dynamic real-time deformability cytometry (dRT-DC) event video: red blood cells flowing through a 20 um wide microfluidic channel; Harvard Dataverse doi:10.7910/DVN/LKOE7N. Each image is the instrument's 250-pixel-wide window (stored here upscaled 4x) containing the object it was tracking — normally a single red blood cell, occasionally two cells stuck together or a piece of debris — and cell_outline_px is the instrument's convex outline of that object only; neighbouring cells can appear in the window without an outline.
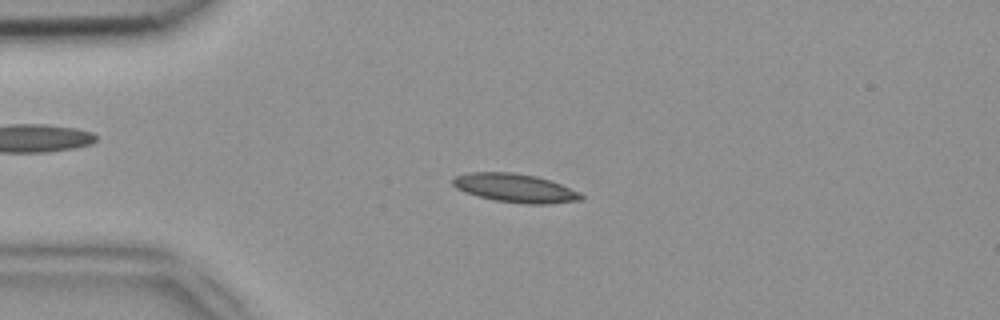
{"species": "common noctule bat (a hibernating species)", "species_latin": "Nyctalus noctula", "temperature_condition": "room temperature", "stored_images_in_passage": 51, "camera_frame_rate_fps": 3000, "um_per_image_px": 0.085, "animal": {"sex": "female", "body_mass_g": 18.4}, "frame": {"image": 1, "passage_image": 12, "time_ms": 3.667, "image_size_px": [1000, 320], "cell_outline_px": [[584, 200], [548, 204], [528, 204], [496, 200], [476, 196], [464, 192], [456, 188], [452, 184], [452, 176], [468, 172], [512, 172], [536, 176], [552, 180], [580, 192], [584, 196]], "centroid_in_image_um": [43.79, 15.98], "position_along_channel_um": 41.2, "area_um2": 21.73}}
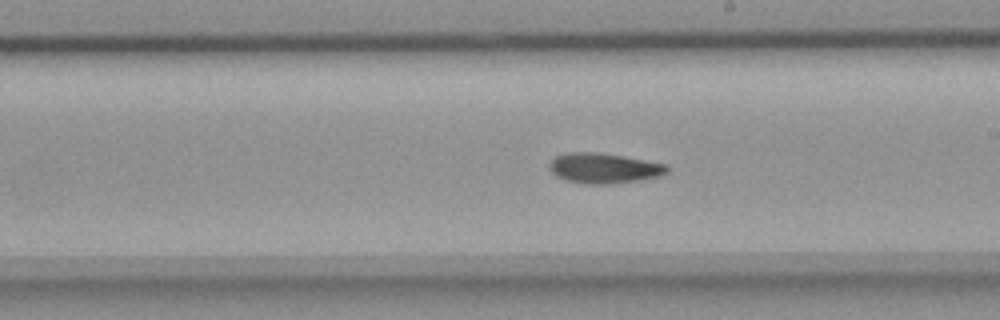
{"frame": {"image": 2, "passage_image": 29, "time_ms": 9.333, "image_size_px": [1000, 320], "cell_outline_px": [[668, 172], [660, 176], [612, 184], [584, 184], [564, 180], [556, 176], [548, 168], [548, 164], [556, 156], [568, 152], [600, 152], [624, 156], [668, 164]], "centroid_in_image_um": [51.31, 14.29], "position_along_channel_um": 237.7, "area_um2": 20.92}}
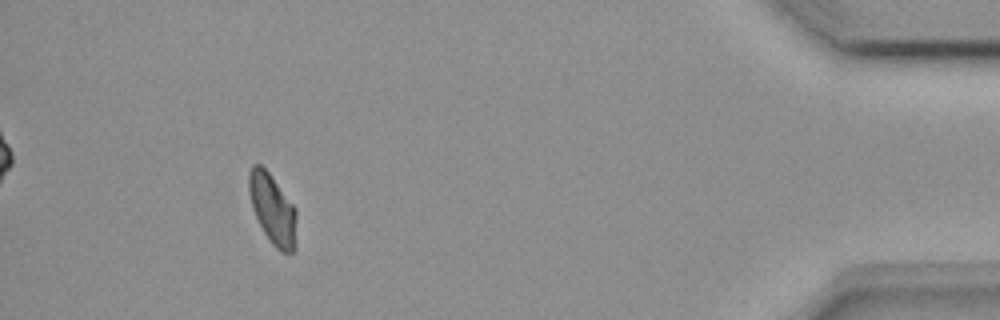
{"frame": {"image": 3, "passage_image": 47, "time_ms": 15.333, "image_size_px": [1000, 320], "cell_outline_px": [[296, 248], [292, 252], [280, 252], [272, 244], [264, 232], [252, 208], [248, 188], [248, 172], [252, 164], [260, 164], [268, 172], [296, 208]], "centroid_in_image_um": [23.17, 17.78], "position_along_channel_um": 412.0, "area_um2": 19.48}, "authors_computed_cell_mechanics": {"area_um2": 19.941, "velocity_mm_per_s": 3.9208, "shape_relaxation_time_tau1_ms": null, "shape_relaxation_time_tau2_ms": 4.6054, "deformation_change_tau1": null, "deformation_change_tau2": 0.0884}}